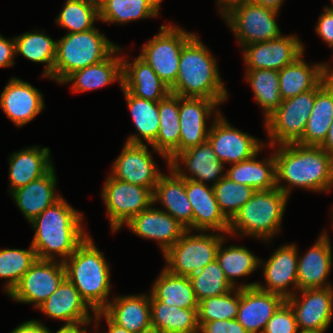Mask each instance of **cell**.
I'll return each mask as SVG.
<instances>
[{
    "label": "cell",
    "mask_w": 333,
    "mask_h": 333,
    "mask_svg": "<svg viewBox=\"0 0 333 333\" xmlns=\"http://www.w3.org/2000/svg\"><path fill=\"white\" fill-rule=\"evenodd\" d=\"M117 47L95 28L67 33L56 43L53 79L62 83L71 73L105 60Z\"/></svg>",
    "instance_id": "obj_6"
},
{
    "label": "cell",
    "mask_w": 333,
    "mask_h": 333,
    "mask_svg": "<svg viewBox=\"0 0 333 333\" xmlns=\"http://www.w3.org/2000/svg\"><path fill=\"white\" fill-rule=\"evenodd\" d=\"M299 56L293 63L278 71L279 89L283 100L314 89L328 74L327 64L309 66Z\"/></svg>",
    "instance_id": "obj_32"
},
{
    "label": "cell",
    "mask_w": 333,
    "mask_h": 333,
    "mask_svg": "<svg viewBox=\"0 0 333 333\" xmlns=\"http://www.w3.org/2000/svg\"><path fill=\"white\" fill-rule=\"evenodd\" d=\"M316 87L295 97L283 100L265 119L270 145L297 143L303 136L307 120L313 109Z\"/></svg>",
    "instance_id": "obj_9"
},
{
    "label": "cell",
    "mask_w": 333,
    "mask_h": 333,
    "mask_svg": "<svg viewBox=\"0 0 333 333\" xmlns=\"http://www.w3.org/2000/svg\"><path fill=\"white\" fill-rule=\"evenodd\" d=\"M80 1L90 4L99 10L104 5L106 0H80Z\"/></svg>",
    "instance_id": "obj_58"
},
{
    "label": "cell",
    "mask_w": 333,
    "mask_h": 333,
    "mask_svg": "<svg viewBox=\"0 0 333 333\" xmlns=\"http://www.w3.org/2000/svg\"><path fill=\"white\" fill-rule=\"evenodd\" d=\"M65 277V266L61 260L56 262L37 259L9 296L19 303H35L37 308L58 288Z\"/></svg>",
    "instance_id": "obj_13"
},
{
    "label": "cell",
    "mask_w": 333,
    "mask_h": 333,
    "mask_svg": "<svg viewBox=\"0 0 333 333\" xmlns=\"http://www.w3.org/2000/svg\"><path fill=\"white\" fill-rule=\"evenodd\" d=\"M297 249L292 243L278 248L263 265L267 286L256 283V287L278 294L285 300L290 298L294 293L288 291V285L292 284L297 289Z\"/></svg>",
    "instance_id": "obj_23"
},
{
    "label": "cell",
    "mask_w": 333,
    "mask_h": 333,
    "mask_svg": "<svg viewBox=\"0 0 333 333\" xmlns=\"http://www.w3.org/2000/svg\"><path fill=\"white\" fill-rule=\"evenodd\" d=\"M247 70H281L293 63L304 52L301 41L294 35L242 47Z\"/></svg>",
    "instance_id": "obj_16"
},
{
    "label": "cell",
    "mask_w": 333,
    "mask_h": 333,
    "mask_svg": "<svg viewBox=\"0 0 333 333\" xmlns=\"http://www.w3.org/2000/svg\"><path fill=\"white\" fill-rule=\"evenodd\" d=\"M122 86L132 95L158 102L170 93V88L140 56L128 63L122 59Z\"/></svg>",
    "instance_id": "obj_28"
},
{
    "label": "cell",
    "mask_w": 333,
    "mask_h": 333,
    "mask_svg": "<svg viewBox=\"0 0 333 333\" xmlns=\"http://www.w3.org/2000/svg\"><path fill=\"white\" fill-rule=\"evenodd\" d=\"M170 176L161 174L153 190V204L160 202L163 210L187 230H193V210L185 191V179L172 167Z\"/></svg>",
    "instance_id": "obj_26"
},
{
    "label": "cell",
    "mask_w": 333,
    "mask_h": 333,
    "mask_svg": "<svg viewBox=\"0 0 333 333\" xmlns=\"http://www.w3.org/2000/svg\"><path fill=\"white\" fill-rule=\"evenodd\" d=\"M11 333H50V330L37 320L22 323Z\"/></svg>",
    "instance_id": "obj_52"
},
{
    "label": "cell",
    "mask_w": 333,
    "mask_h": 333,
    "mask_svg": "<svg viewBox=\"0 0 333 333\" xmlns=\"http://www.w3.org/2000/svg\"><path fill=\"white\" fill-rule=\"evenodd\" d=\"M213 189L220 210L229 220L255 193L252 187L233 182L226 175L213 185Z\"/></svg>",
    "instance_id": "obj_46"
},
{
    "label": "cell",
    "mask_w": 333,
    "mask_h": 333,
    "mask_svg": "<svg viewBox=\"0 0 333 333\" xmlns=\"http://www.w3.org/2000/svg\"><path fill=\"white\" fill-rule=\"evenodd\" d=\"M263 333H299L295 314L286 301L269 319Z\"/></svg>",
    "instance_id": "obj_48"
},
{
    "label": "cell",
    "mask_w": 333,
    "mask_h": 333,
    "mask_svg": "<svg viewBox=\"0 0 333 333\" xmlns=\"http://www.w3.org/2000/svg\"><path fill=\"white\" fill-rule=\"evenodd\" d=\"M82 215L63 197L45 209L30 223L35 229L31 246L40 260H54V253L64 262L88 237L81 227Z\"/></svg>",
    "instance_id": "obj_2"
},
{
    "label": "cell",
    "mask_w": 333,
    "mask_h": 333,
    "mask_svg": "<svg viewBox=\"0 0 333 333\" xmlns=\"http://www.w3.org/2000/svg\"><path fill=\"white\" fill-rule=\"evenodd\" d=\"M102 311L114 323L133 333L152 327L150 297L144 294L114 297Z\"/></svg>",
    "instance_id": "obj_29"
},
{
    "label": "cell",
    "mask_w": 333,
    "mask_h": 333,
    "mask_svg": "<svg viewBox=\"0 0 333 333\" xmlns=\"http://www.w3.org/2000/svg\"><path fill=\"white\" fill-rule=\"evenodd\" d=\"M15 40H9L0 35V67L14 65Z\"/></svg>",
    "instance_id": "obj_51"
},
{
    "label": "cell",
    "mask_w": 333,
    "mask_h": 333,
    "mask_svg": "<svg viewBox=\"0 0 333 333\" xmlns=\"http://www.w3.org/2000/svg\"><path fill=\"white\" fill-rule=\"evenodd\" d=\"M237 287L240 288V305L236 320L249 333H263L269 319L286 300L257 288L255 282Z\"/></svg>",
    "instance_id": "obj_17"
},
{
    "label": "cell",
    "mask_w": 333,
    "mask_h": 333,
    "mask_svg": "<svg viewBox=\"0 0 333 333\" xmlns=\"http://www.w3.org/2000/svg\"><path fill=\"white\" fill-rule=\"evenodd\" d=\"M50 149L37 146L14 152L9 159L10 193L45 175L53 166Z\"/></svg>",
    "instance_id": "obj_33"
},
{
    "label": "cell",
    "mask_w": 333,
    "mask_h": 333,
    "mask_svg": "<svg viewBox=\"0 0 333 333\" xmlns=\"http://www.w3.org/2000/svg\"><path fill=\"white\" fill-rule=\"evenodd\" d=\"M94 314V320L97 321L101 319V316L105 317L109 327L106 333H133L114 323L103 311H96Z\"/></svg>",
    "instance_id": "obj_53"
},
{
    "label": "cell",
    "mask_w": 333,
    "mask_h": 333,
    "mask_svg": "<svg viewBox=\"0 0 333 333\" xmlns=\"http://www.w3.org/2000/svg\"><path fill=\"white\" fill-rule=\"evenodd\" d=\"M246 80L250 82L255 100L264 110V118L270 116L282 103L277 70H246Z\"/></svg>",
    "instance_id": "obj_40"
},
{
    "label": "cell",
    "mask_w": 333,
    "mask_h": 333,
    "mask_svg": "<svg viewBox=\"0 0 333 333\" xmlns=\"http://www.w3.org/2000/svg\"><path fill=\"white\" fill-rule=\"evenodd\" d=\"M239 305V287H235L229 292L220 296L205 298L198 303V322L236 319Z\"/></svg>",
    "instance_id": "obj_44"
},
{
    "label": "cell",
    "mask_w": 333,
    "mask_h": 333,
    "mask_svg": "<svg viewBox=\"0 0 333 333\" xmlns=\"http://www.w3.org/2000/svg\"><path fill=\"white\" fill-rule=\"evenodd\" d=\"M168 306L198 308V300L189 277L176 275L163 269L150 293Z\"/></svg>",
    "instance_id": "obj_37"
},
{
    "label": "cell",
    "mask_w": 333,
    "mask_h": 333,
    "mask_svg": "<svg viewBox=\"0 0 333 333\" xmlns=\"http://www.w3.org/2000/svg\"><path fill=\"white\" fill-rule=\"evenodd\" d=\"M333 121V69L316 86L313 109L307 120L302 138L297 142L304 146H321Z\"/></svg>",
    "instance_id": "obj_24"
},
{
    "label": "cell",
    "mask_w": 333,
    "mask_h": 333,
    "mask_svg": "<svg viewBox=\"0 0 333 333\" xmlns=\"http://www.w3.org/2000/svg\"><path fill=\"white\" fill-rule=\"evenodd\" d=\"M99 20V10L80 0H66L64 8L55 20L61 27L69 29L68 33L91 30L94 21Z\"/></svg>",
    "instance_id": "obj_47"
},
{
    "label": "cell",
    "mask_w": 333,
    "mask_h": 333,
    "mask_svg": "<svg viewBox=\"0 0 333 333\" xmlns=\"http://www.w3.org/2000/svg\"><path fill=\"white\" fill-rule=\"evenodd\" d=\"M121 88L124 91L134 126L139 132L138 135L151 145L156 140L160 123L158 102L136 97L123 87Z\"/></svg>",
    "instance_id": "obj_42"
},
{
    "label": "cell",
    "mask_w": 333,
    "mask_h": 333,
    "mask_svg": "<svg viewBox=\"0 0 333 333\" xmlns=\"http://www.w3.org/2000/svg\"><path fill=\"white\" fill-rule=\"evenodd\" d=\"M320 147L333 158V121L330 124L327 137Z\"/></svg>",
    "instance_id": "obj_55"
},
{
    "label": "cell",
    "mask_w": 333,
    "mask_h": 333,
    "mask_svg": "<svg viewBox=\"0 0 333 333\" xmlns=\"http://www.w3.org/2000/svg\"><path fill=\"white\" fill-rule=\"evenodd\" d=\"M160 2L162 0H106L99 9V20L126 23L157 16Z\"/></svg>",
    "instance_id": "obj_38"
},
{
    "label": "cell",
    "mask_w": 333,
    "mask_h": 333,
    "mask_svg": "<svg viewBox=\"0 0 333 333\" xmlns=\"http://www.w3.org/2000/svg\"><path fill=\"white\" fill-rule=\"evenodd\" d=\"M140 333H162V332H160L159 330H157V329L151 327L150 329H147V330L142 331V332H140Z\"/></svg>",
    "instance_id": "obj_59"
},
{
    "label": "cell",
    "mask_w": 333,
    "mask_h": 333,
    "mask_svg": "<svg viewBox=\"0 0 333 333\" xmlns=\"http://www.w3.org/2000/svg\"><path fill=\"white\" fill-rule=\"evenodd\" d=\"M186 230L182 237L165 253L169 272L190 277L207 264L216 260L217 251L224 239L223 235L193 234Z\"/></svg>",
    "instance_id": "obj_7"
},
{
    "label": "cell",
    "mask_w": 333,
    "mask_h": 333,
    "mask_svg": "<svg viewBox=\"0 0 333 333\" xmlns=\"http://www.w3.org/2000/svg\"><path fill=\"white\" fill-rule=\"evenodd\" d=\"M121 49L117 47L105 60L71 73L62 84L74 82L72 87L76 92L100 88L117 80L122 86L123 58L114 56Z\"/></svg>",
    "instance_id": "obj_35"
},
{
    "label": "cell",
    "mask_w": 333,
    "mask_h": 333,
    "mask_svg": "<svg viewBox=\"0 0 333 333\" xmlns=\"http://www.w3.org/2000/svg\"><path fill=\"white\" fill-rule=\"evenodd\" d=\"M101 194L113 232L153 204V192L149 188L120 181L110 175Z\"/></svg>",
    "instance_id": "obj_11"
},
{
    "label": "cell",
    "mask_w": 333,
    "mask_h": 333,
    "mask_svg": "<svg viewBox=\"0 0 333 333\" xmlns=\"http://www.w3.org/2000/svg\"><path fill=\"white\" fill-rule=\"evenodd\" d=\"M43 313L54 319L64 320V326H74L90 322L89 308L80 292L65 277L58 288L37 307Z\"/></svg>",
    "instance_id": "obj_22"
},
{
    "label": "cell",
    "mask_w": 333,
    "mask_h": 333,
    "mask_svg": "<svg viewBox=\"0 0 333 333\" xmlns=\"http://www.w3.org/2000/svg\"><path fill=\"white\" fill-rule=\"evenodd\" d=\"M325 331H299V333H324Z\"/></svg>",
    "instance_id": "obj_60"
},
{
    "label": "cell",
    "mask_w": 333,
    "mask_h": 333,
    "mask_svg": "<svg viewBox=\"0 0 333 333\" xmlns=\"http://www.w3.org/2000/svg\"><path fill=\"white\" fill-rule=\"evenodd\" d=\"M286 195L280 189L255 191L250 200L230 220L228 233L250 235L266 241L280 231Z\"/></svg>",
    "instance_id": "obj_5"
},
{
    "label": "cell",
    "mask_w": 333,
    "mask_h": 333,
    "mask_svg": "<svg viewBox=\"0 0 333 333\" xmlns=\"http://www.w3.org/2000/svg\"><path fill=\"white\" fill-rule=\"evenodd\" d=\"M286 299L291 306L300 331H325L333 317V288H315L299 290Z\"/></svg>",
    "instance_id": "obj_15"
},
{
    "label": "cell",
    "mask_w": 333,
    "mask_h": 333,
    "mask_svg": "<svg viewBox=\"0 0 333 333\" xmlns=\"http://www.w3.org/2000/svg\"><path fill=\"white\" fill-rule=\"evenodd\" d=\"M216 112L214 122L208 128L207 141L220 162L237 164L252 158L266 146L255 137L232 127L219 110Z\"/></svg>",
    "instance_id": "obj_14"
},
{
    "label": "cell",
    "mask_w": 333,
    "mask_h": 333,
    "mask_svg": "<svg viewBox=\"0 0 333 333\" xmlns=\"http://www.w3.org/2000/svg\"><path fill=\"white\" fill-rule=\"evenodd\" d=\"M316 32L324 41L332 48L333 47V11L325 8L323 14L319 17Z\"/></svg>",
    "instance_id": "obj_50"
},
{
    "label": "cell",
    "mask_w": 333,
    "mask_h": 333,
    "mask_svg": "<svg viewBox=\"0 0 333 333\" xmlns=\"http://www.w3.org/2000/svg\"><path fill=\"white\" fill-rule=\"evenodd\" d=\"M200 333H249L236 319L198 322Z\"/></svg>",
    "instance_id": "obj_49"
},
{
    "label": "cell",
    "mask_w": 333,
    "mask_h": 333,
    "mask_svg": "<svg viewBox=\"0 0 333 333\" xmlns=\"http://www.w3.org/2000/svg\"><path fill=\"white\" fill-rule=\"evenodd\" d=\"M189 278L198 302L205 298L223 295L233 289L217 260L207 264Z\"/></svg>",
    "instance_id": "obj_45"
},
{
    "label": "cell",
    "mask_w": 333,
    "mask_h": 333,
    "mask_svg": "<svg viewBox=\"0 0 333 333\" xmlns=\"http://www.w3.org/2000/svg\"><path fill=\"white\" fill-rule=\"evenodd\" d=\"M194 35L177 26H161L160 32L141 48L139 56L171 88L178 76L181 50Z\"/></svg>",
    "instance_id": "obj_8"
},
{
    "label": "cell",
    "mask_w": 333,
    "mask_h": 333,
    "mask_svg": "<svg viewBox=\"0 0 333 333\" xmlns=\"http://www.w3.org/2000/svg\"><path fill=\"white\" fill-rule=\"evenodd\" d=\"M14 40L16 53L33 62L46 63L43 75L53 79L57 42L42 32H27Z\"/></svg>",
    "instance_id": "obj_39"
},
{
    "label": "cell",
    "mask_w": 333,
    "mask_h": 333,
    "mask_svg": "<svg viewBox=\"0 0 333 333\" xmlns=\"http://www.w3.org/2000/svg\"><path fill=\"white\" fill-rule=\"evenodd\" d=\"M263 7L271 8L279 12V9L283 3V0H252Z\"/></svg>",
    "instance_id": "obj_56"
},
{
    "label": "cell",
    "mask_w": 333,
    "mask_h": 333,
    "mask_svg": "<svg viewBox=\"0 0 333 333\" xmlns=\"http://www.w3.org/2000/svg\"><path fill=\"white\" fill-rule=\"evenodd\" d=\"M112 178L149 188L152 192L162 174L140 137L131 135L113 162Z\"/></svg>",
    "instance_id": "obj_12"
},
{
    "label": "cell",
    "mask_w": 333,
    "mask_h": 333,
    "mask_svg": "<svg viewBox=\"0 0 333 333\" xmlns=\"http://www.w3.org/2000/svg\"><path fill=\"white\" fill-rule=\"evenodd\" d=\"M135 215L127 224L137 236L157 240L165 253L171 248L187 230L167 212L152 208Z\"/></svg>",
    "instance_id": "obj_20"
},
{
    "label": "cell",
    "mask_w": 333,
    "mask_h": 333,
    "mask_svg": "<svg viewBox=\"0 0 333 333\" xmlns=\"http://www.w3.org/2000/svg\"><path fill=\"white\" fill-rule=\"evenodd\" d=\"M256 155L241 161L226 171V176L233 182L252 187L255 191L276 188V159L273 154L264 161H257Z\"/></svg>",
    "instance_id": "obj_36"
},
{
    "label": "cell",
    "mask_w": 333,
    "mask_h": 333,
    "mask_svg": "<svg viewBox=\"0 0 333 333\" xmlns=\"http://www.w3.org/2000/svg\"><path fill=\"white\" fill-rule=\"evenodd\" d=\"M42 94L28 82L12 78L0 95V106L18 127L30 122L44 109Z\"/></svg>",
    "instance_id": "obj_21"
},
{
    "label": "cell",
    "mask_w": 333,
    "mask_h": 333,
    "mask_svg": "<svg viewBox=\"0 0 333 333\" xmlns=\"http://www.w3.org/2000/svg\"><path fill=\"white\" fill-rule=\"evenodd\" d=\"M89 323L90 322L74 326H62L56 333H86V328H82V326L88 325Z\"/></svg>",
    "instance_id": "obj_57"
},
{
    "label": "cell",
    "mask_w": 333,
    "mask_h": 333,
    "mask_svg": "<svg viewBox=\"0 0 333 333\" xmlns=\"http://www.w3.org/2000/svg\"><path fill=\"white\" fill-rule=\"evenodd\" d=\"M331 1H332V5H333V0H331ZM325 8L328 9V10H330V11H333V6L332 7H326L325 6Z\"/></svg>",
    "instance_id": "obj_61"
},
{
    "label": "cell",
    "mask_w": 333,
    "mask_h": 333,
    "mask_svg": "<svg viewBox=\"0 0 333 333\" xmlns=\"http://www.w3.org/2000/svg\"><path fill=\"white\" fill-rule=\"evenodd\" d=\"M159 129L151 144L155 151L169 163L179 154V95L169 93L158 101Z\"/></svg>",
    "instance_id": "obj_31"
},
{
    "label": "cell",
    "mask_w": 333,
    "mask_h": 333,
    "mask_svg": "<svg viewBox=\"0 0 333 333\" xmlns=\"http://www.w3.org/2000/svg\"><path fill=\"white\" fill-rule=\"evenodd\" d=\"M223 242L224 239L218 248L216 260L228 282L235 288L234 278L251 274L257 269L259 264H262L263 260L257 258L244 246L231 245L223 249Z\"/></svg>",
    "instance_id": "obj_41"
},
{
    "label": "cell",
    "mask_w": 333,
    "mask_h": 333,
    "mask_svg": "<svg viewBox=\"0 0 333 333\" xmlns=\"http://www.w3.org/2000/svg\"><path fill=\"white\" fill-rule=\"evenodd\" d=\"M276 187L289 196L292 187L330 191L333 185V158L320 146L281 144L275 151ZM289 186L280 185V181Z\"/></svg>",
    "instance_id": "obj_1"
},
{
    "label": "cell",
    "mask_w": 333,
    "mask_h": 333,
    "mask_svg": "<svg viewBox=\"0 0 333 333\" xmlns=\"http://www.w3.org/2000/svg\"><path fill=\"white\" fill-rule=\"evenodd\" d=\"M326 234L322 233L310 250L298 259L297 291L332 287L325 282L333 261L330 239Z\"/></svg>",
    "instance_id": "obj_25"
},
{
    "label": "cell",
    "mask_w": 333,
    "mask_h": 333,
    "mask_svg": "<svg viewBox=\"0 0 333 333\" xmlns=\"http://www.w3.org/2000/svg\"><path fill=\"white\" fill-rule=\"evenodd\" d=\"M217 68L216 59L195 34L181 50L178 76L170 93L221 104L228 93Z\"/></svg>",
    "instance_id": "obj_3"
},
{
    "label": "cell",
    "mask_w": 333,
    "mask_h": 333,
    "mask_svg": "<svg viewBox=\"0 0 333 333\" xmlns=\"http://www.w3.org/2000/svg\"><path fill=\"white\" fill-rule=\"evenodd\" d=\"M149 296L153 328L162 333H199L198 308L168 306L151 294Z\"/></svg>",
    "instance_id": "obj_34"
},
{
    "label": "cell",
    "mask_w": 333,
    "mask_h": 333,
    "mask_svg": "<svg viewBox=\"0 0 333 333\" xmlns=\"http://www.w3.org/2000/svg\"><path fill=\"white\" fill-rule=\"evenodd\" d=\"M218 104L206 98L179 96V153L207 142L206 118Z\"/></svg>",
    "instance_id": "obj_18"
},
{
    "label": "cell",
    "mask_w": 333,
    "mask_h": 333,
    "mask_svg": "<svg viewBox=\"0 0 333 333\" xmlns=\"http://www.w3.org/2000/svg\"><path fill=\"white\" fill-rule=\"evenodd\" d=\"M180 160H183L184 165L191 171V176L186 175L181 170ZM223 165L224 163L218 160L208 141L180 152L169 163V167H172L182 178L202 182L203 184L204 181L213 180L212 186L226 175L225 173L222 174Z\"/></svg>",
    "instance_id": "obj_27"
},
{
    "label": "cell",
    "mask_w": 333,
    "mask_h": 333,
    "mask_svg": "<svg viewBox=\"0 0 333 333\" xmlns=\"http://www.w3.org/2000/svg\"><path fill=\"white\" fill-rule=\"evenodd\" d=\"M185 191L193 210V230L227 234L230 220L220 210L213 186L207 187L205 183L185 179Z\"/></svg>",
    "instance_id": "obj_19"
},
{
    "label": "cell",
    "mask_w": 333,
    "mask_h": 333,
    "mask_svg": "<svg viewBox=\"0 0 333 333\" xmlns=\"http://www.w3.org/2000/svg\"><path fill=\"white\" fill-rule=\"evenodd\" d=\"M252 0H218L217 3L222 6L221 11L219 12L222 14V17L229 12L233 7L250 2Z\"/></svg>",
    "instance_id": "obj_54"
},
{
    "label": "cell",
    "mask_w": 333,
    "mask_h": 333,
    "mask_svg": "<svg viewBox=\"0 0 333 333\" xmlns=\"http://www.w3.org/2000/svg\"><path fill=\"white\" fill-rule=\"evenodd\" d=\"M70 259V260H68ZM66 277L80 292L92 312L102 311L108 305L110 270L105 257L88 237L64 262Z\"/></svg>",
    "instance_id": "obj_4"
},
{
    "label": "cell",
    "mask_w": 333,
    "mask_h": 333,
    "mask_svg": "<svg viewBox=\"0 0 333 333\" xmlns=\"http://www.w3.org/2000/svg\"><path fill=\"white\" fill-rule=\"evenodd\" d=\"M54 171L52 167L42 177L11 192L17 206L29 222L62 197L54 192L57 182Z\"/></svg>",
    "instance_id": "obj_30"
},
{
    "label": "cell",
    "mask_w": 333,
    "mask_h": 333,
    "mask_svg": "<svg viewBox=\"0 0 333 333\" xmlns=\"http://www.w3.org/2000/svg\"><path fill=\"white\" fill-rule=\"evenodd\" d=\"M37 259L36 252L32 246H30L29 250H0V278L8 279L5 286V291L8 295Z\"/></svg>",
    "instance_id": "obj_43"
},
{
    "label": "cell",
    "mask_w": 333,
    "mask_h": 333,
    "mask_svg": "<svg viewBox=\"0 0 333 333\" xmlns=\"http://www.w3.org/2000/svg\"><path fill=\"white\" fill-rule=\"evenodd\" d=\"M277 14L276 10L250 1L233 7L223 18L244 47L280 37L282 34L275 20Z\"/></svg>",
    "instance_id": "obj_10"
}]
</instances>
